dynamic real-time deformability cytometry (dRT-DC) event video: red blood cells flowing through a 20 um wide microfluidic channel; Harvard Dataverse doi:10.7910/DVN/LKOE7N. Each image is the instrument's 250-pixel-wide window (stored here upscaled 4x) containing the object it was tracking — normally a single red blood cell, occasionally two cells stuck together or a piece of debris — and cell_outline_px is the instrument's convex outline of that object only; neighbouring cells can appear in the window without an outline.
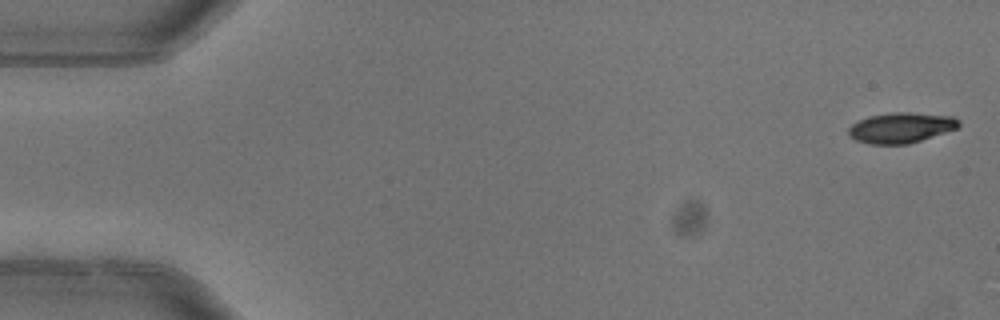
{"species": "common noctule bat (a hibernating species)", "species_latin": "Nyctalus noctula", "temperature_condition": "warm", "stored_images_in_passage": 4, "camera_frame_rate_fps": 3000, "um_per_image_px": 0.085, "animal": {"sex": "female"}, "frame": {"image": 1, "passage_image": 1, "time_ms": 0.0, "image_size_px": [1000, 320], "cell_outline_px": [[960, 124], [956, 128], [908, 144], [868, 144], [856, 140], [848, 136], [848, 128], [852, 124], [868, 116], [892, 112], [912, 112], [956, 116], [960, 120]], "centroid_in_image_um": [76.57, 10.84], "position_along_channel_um": 8.4, "area_um2": 19.59}}
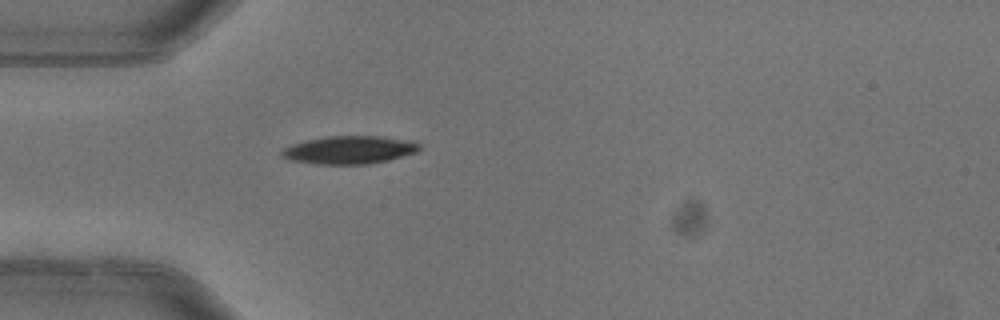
{"frame": {"image": 2, "passage_image": 4, "time_ms": 1.0, "image_size_px": [1000, 320], "cell_outline_px": [[420, 148], [416, 152], [388, 160], [368, 164], [316, 164], [288, 160], [280, 156], [280, 152], [284, 148], [292, 144], [308, 140], [328, 136], [380, 136], [412, 140], [420, 144]], "centroid_in_image_um": [29.68, 12.74], "position_along_channel_um": 55.3, "area_um2": 22.48}}